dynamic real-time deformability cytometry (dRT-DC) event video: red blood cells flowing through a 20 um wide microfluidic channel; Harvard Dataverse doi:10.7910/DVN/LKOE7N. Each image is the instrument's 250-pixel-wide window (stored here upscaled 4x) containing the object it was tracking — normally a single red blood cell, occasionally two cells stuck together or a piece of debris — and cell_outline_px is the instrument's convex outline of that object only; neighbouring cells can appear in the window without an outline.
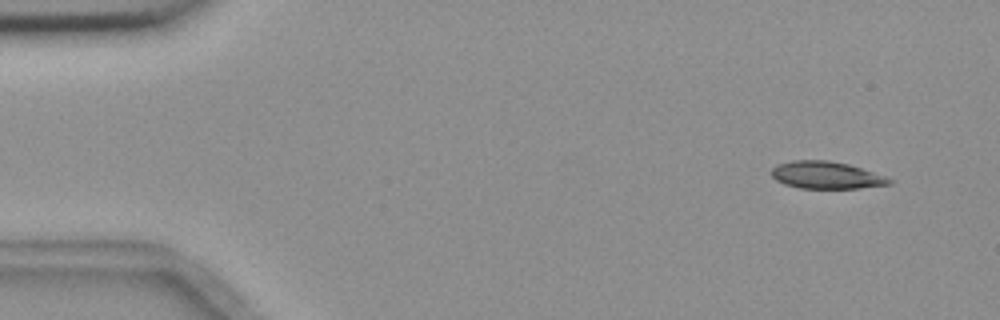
{"species": "common noctule bat (a hibernating species)", "species_latin": "Nyctalus noctula", "temperature_condition": "room temperature", "stored_images_in_passage": 4, "camera_frame_rate_fps": 3000, "um_per_image_px": 0.085, "animal": {"sex": "female", "body_mass_g": 18.4}, "frame": {"image": 1, "passage_image": 1, "time_ms": 0.0, "image_size_px": [1000, 320], "cell_outline_px": [[892, 184], [860, 188], [800, 188], [784, 184], [776, 180], [772, 176], [772, 168], [776, 164], [792, 160], [828, 160], [848, 164], [884, 176], [892, 180]], "centroid_in_image_um": [70.19, 14.88], "position_along_channel_um": 14.8, "area_um2": 18.61}}